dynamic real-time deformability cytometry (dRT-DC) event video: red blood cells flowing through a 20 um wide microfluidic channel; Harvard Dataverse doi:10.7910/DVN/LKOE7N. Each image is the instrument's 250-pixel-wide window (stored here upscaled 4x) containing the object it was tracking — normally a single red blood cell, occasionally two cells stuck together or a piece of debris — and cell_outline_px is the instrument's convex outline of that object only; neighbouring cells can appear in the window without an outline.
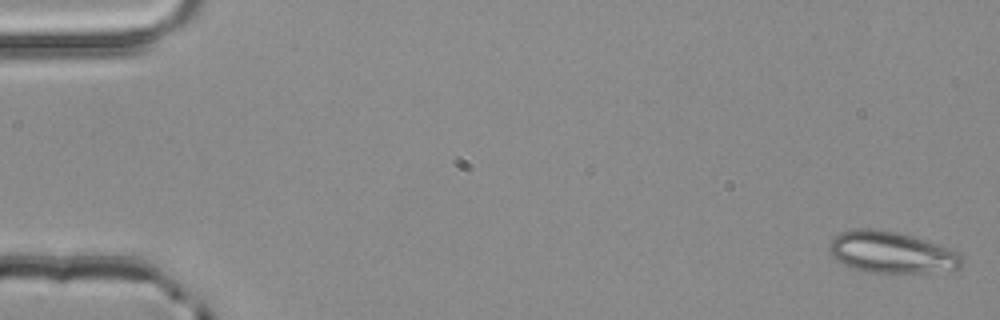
{"species": "common noctule bat (a hibernating species)", "species_latin": "Nyctalus noctula", "temperature_condition": "room temperature", "stored_images_in_passage": 5, "camera_frame_rate_fps": 3000, "um_per_image_px": 0.085, "animal": {"sex": "male", "body_mass_g": 20.4}, "frame": {"image": 1, "passage_image": 1, "time_ms": 0.0, "image_size_px": [1000, 320], "cell_outline_px": [[964, 260], [960, 268], [928, 272], [868, 272], [844, 264], [836, 260], [832, 256], [828, 248], [828, 244], [840, 232], [864, 228], [876, 228], [896, 232], [912, 236], [960, 252], [964, 256]], "centroid_in_image_um": [75.79, 21.44], "position_along_channel_um": 9.2, "area_um2": 31.79}}